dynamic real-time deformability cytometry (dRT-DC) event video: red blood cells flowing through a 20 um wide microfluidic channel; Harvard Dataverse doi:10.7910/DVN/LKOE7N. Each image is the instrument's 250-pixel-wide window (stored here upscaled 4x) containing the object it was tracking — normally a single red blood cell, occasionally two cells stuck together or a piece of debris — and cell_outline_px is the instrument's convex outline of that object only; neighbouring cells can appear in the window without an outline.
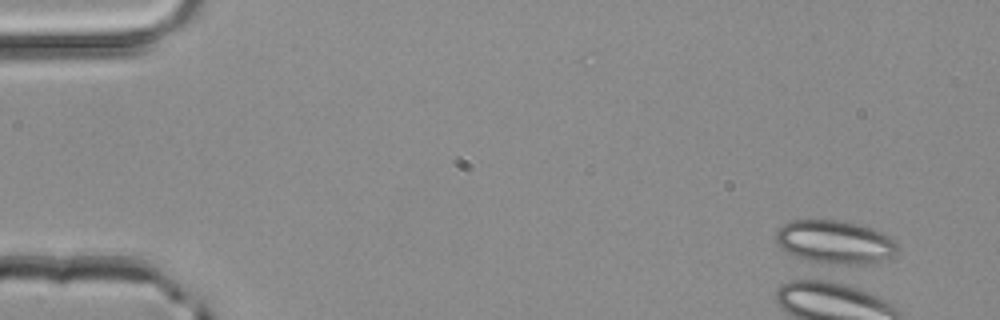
{"species": "common noctule bat (a hibernating species)", "species_latin": "Nyctalus noctula", "temperature_condition": "room temperature", "stored_images_in_passage": 5, "camera_frame_rate_fps": 3000, "um_per_image_px": 0.085, "animal": {"sex": "male", "body_mass_g": 20.4}, "frame": {"image": 1, "passage_image": 1, "time_ms": 0.0, "image_size_px": [1000, 320], "cell_outline_px": [[900, 248], [892, 256], [880, 260], [856, 264], [816, 264], [796, 256], [788, 252], [776, 240], [776, 232], [784, 224], [792, 220], [840, 220], [872, 228], [896, 240]], "centroid_in_image_um": [70.98, 20.58], "position_along_channel_um": 14.0, "area_um2": 30.52}}